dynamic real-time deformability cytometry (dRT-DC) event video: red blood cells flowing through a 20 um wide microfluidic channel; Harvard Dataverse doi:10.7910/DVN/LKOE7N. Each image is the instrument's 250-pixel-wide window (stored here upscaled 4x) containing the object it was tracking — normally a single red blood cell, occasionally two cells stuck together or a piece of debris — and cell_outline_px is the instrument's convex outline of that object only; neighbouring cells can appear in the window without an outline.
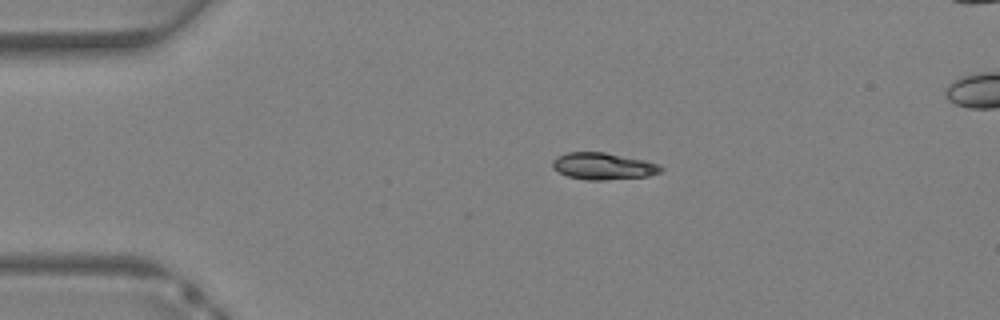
{"species": "Egyptian fruit bat (a non-hibernating species)", "species_latin": "Rousettus aegyptiacus", "temperature_condition": "warm", "stored_images_in_passage": 32, "segment_of_instrument_passage": [1, 2], "camera_frame_rate_fps": 3000, "um_per_image_px": 0.085, "animal": {"sex": "female"}, "frame": {"image": 1, "passage_image": 1, "time_ms": 0.0, "image_size_px": [1000, 320], "cell_outline_px": [[664, 168], [660, 172], [648, 176], [604, 180], [584, 180], [568, 176], [552, 168], [552, 160], [556, 156], [568, 152], [604, 152], [644, 160], [660, 164]], "centroid_in_image_um": [51.26, 14.12], "position_along_channel_um": 33.7, "area_um2": 16.99}}
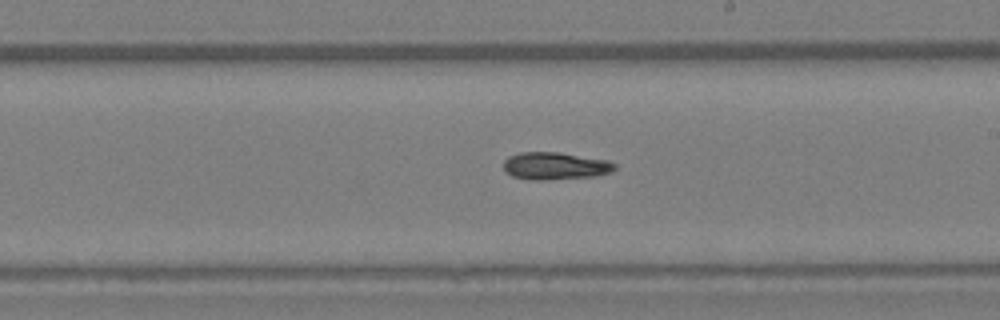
{"frame": {"image": 2, "passage_image": 15, "time_ms": 4.667, "image_size_px": [1000, 320], "cell_outline_px": [[616, 168], [612, 172], [596, 176], [544, 180], [528, 180], [512, 176], [504, 168], [504, 160], [508, 156], [520, 152], [560, 152], [608, 160], [616, 164]], "centroid_in_image_um": [47.2, 14.1], "position_along_channel_um": 241.8, "area_um2": 17.92}}
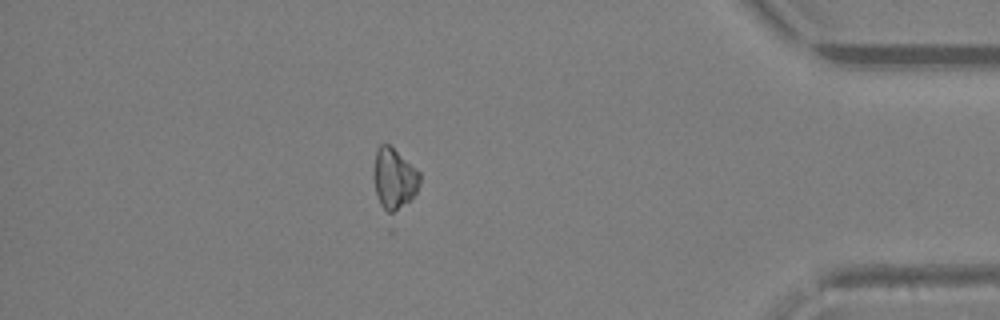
{"frame": {"image": 3, "passage_image": 26, "time_ms": 8.333, "image_size_px": [1000, 320], "cell_outline_px": [[420, 180], [416, 192], [408, 200], [392, 212], [388, 212], [380, 204], [376, 192], [372, 176], [376, 148], [380, 144], [388, 144], [420, 172]], "centroid_in_image_um": [33.46, 15.13], "position_along_channel_um": 401.7, "area_um2": 15.95}}